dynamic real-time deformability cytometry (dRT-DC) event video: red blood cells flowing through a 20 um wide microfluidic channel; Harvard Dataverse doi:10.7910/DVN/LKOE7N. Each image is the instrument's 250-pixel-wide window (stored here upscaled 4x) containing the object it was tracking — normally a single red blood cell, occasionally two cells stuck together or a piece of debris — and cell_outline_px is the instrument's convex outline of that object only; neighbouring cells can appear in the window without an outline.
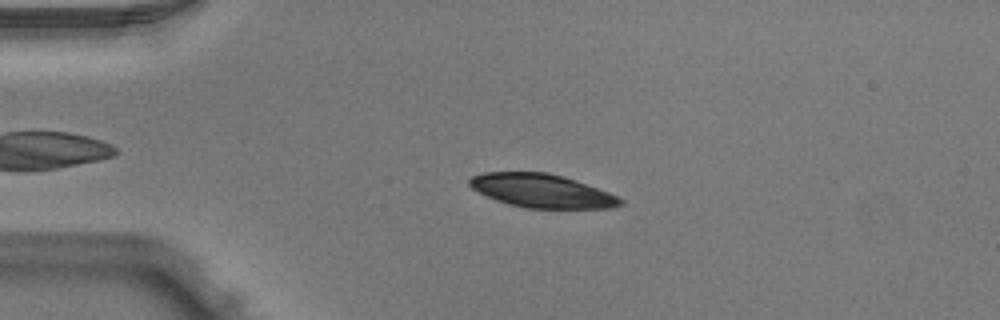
{"species": "Egyptian fruit bat (a non-hibernating species)", "species_latin": "Rousettus aegyptiacus", "temperature_condition": "warm", "stored_images_in_passage": 50, "camera_frame_rate_fps": 3000, "um_per_image_px": 0.085, "animal": {"sex": "male"}, "frame": {"image": 1, "passage_image": 11, "time_ms": 3.333, "image_size_px": [1000, 320], "cell_outline_px": [[624, 204], [612, 208], [524, 208], [508, 204], [496, 200], [472, 188], [468, 184], [468, 180], [472, 176], [484, 172], [548, 172], [564, 176], [608, 192], [624, 200]], "centroid_in_image_um": [46.05, 16.22], "position_along_channel_um": 38.9, "area_um2": 29.42}}
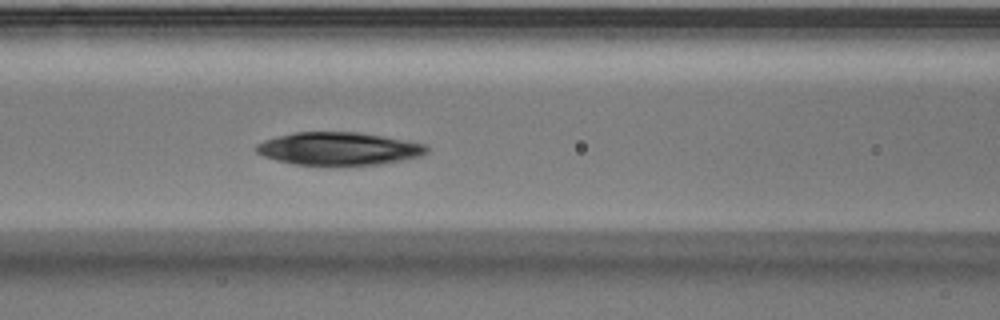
{"frame": {"image": 2, "passage_image": 21, "time_ms": 6.667, "image_size_px": [1000, 320], "cell_outline_px": [[428, 148], [420, 156], [400, 160], [376, 164], [296, 164], [276, 160], [264, 156], [256, 152], [256, 144], [264, 140], [276, 136], [296, 132], [360, 132], [424, 144]], "centroid_in_image_um": [28.72, 12.62], "position_along_channel_um": 137.9, "area_um2": 31.91}}
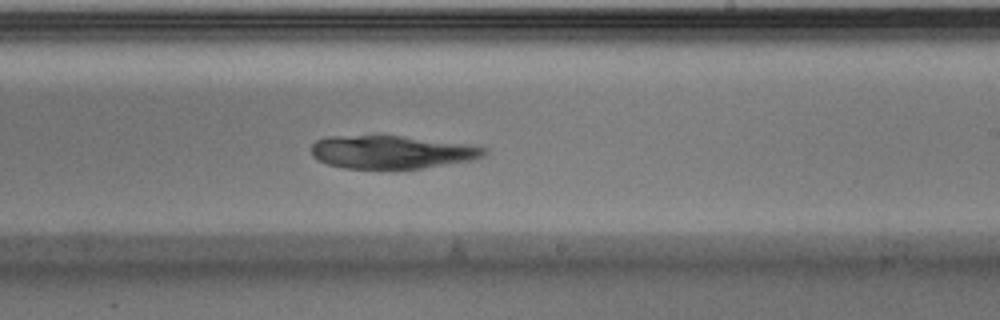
{"frame": {"image": 3, "passage_image": 30, "time_ms": 9.667, "image_size_px": [1000, 320], "cell_outline_px": [[488, 152], [484, 156], [472, 160], [420, 168], [344, 168], [328, 164], [312, 156], [312, 144], [316, 140], [328, 136], [372, 132], [376, 132], [464, 144], [488, 148]], "centroid_in_image_um": [33.23, 12.87], "position_along_channel_um": 255.8, "area_um2": 34.16}}